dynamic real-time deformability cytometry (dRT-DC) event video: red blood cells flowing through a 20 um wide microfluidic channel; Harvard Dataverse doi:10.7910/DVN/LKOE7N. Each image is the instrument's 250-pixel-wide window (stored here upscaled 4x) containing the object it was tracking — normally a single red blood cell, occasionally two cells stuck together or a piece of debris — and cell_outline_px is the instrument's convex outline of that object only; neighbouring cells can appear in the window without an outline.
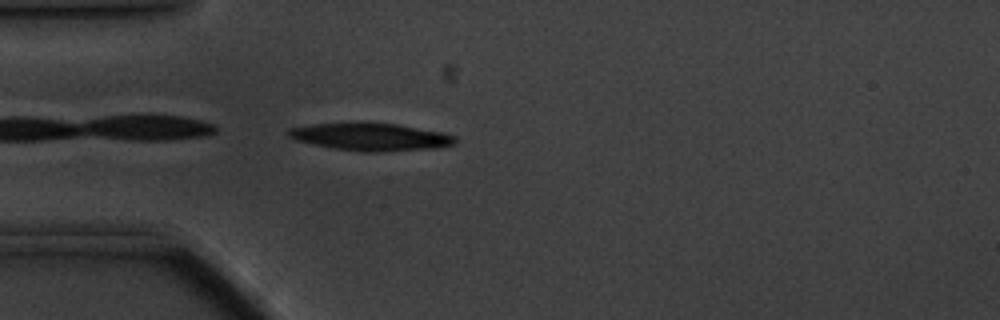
{"species": "common noctule bat (a hibernating species)", "species_latin": "Nyctalus noctula", "temperature_condition": "cold", "stored_images_in_passage": 26, "camera_frame_rate_fps": 3000, "um_per_image_px": 0.085, "animal": {"sex": "male", "body_mass_g": 20.1, "forearm_length_mm": 53.5}, "frame": {"image": 1, "passage_image": 1, "time_ms": 0.0, "image_size_px": [1000, 320], "cell_outline_px": [[456, 144], [436, 148], [376, 152], [368, 152], [336, 148], [312, 144], [296, 140], [288, 136], [284, 132], [288, 128], [312, 124], [396, 124], [444, 132], [456, 136]], "centroid_in_image_um": [31.54, 11.64], "position_along_channel_um": 53.5, "area_um2": 26.3}}